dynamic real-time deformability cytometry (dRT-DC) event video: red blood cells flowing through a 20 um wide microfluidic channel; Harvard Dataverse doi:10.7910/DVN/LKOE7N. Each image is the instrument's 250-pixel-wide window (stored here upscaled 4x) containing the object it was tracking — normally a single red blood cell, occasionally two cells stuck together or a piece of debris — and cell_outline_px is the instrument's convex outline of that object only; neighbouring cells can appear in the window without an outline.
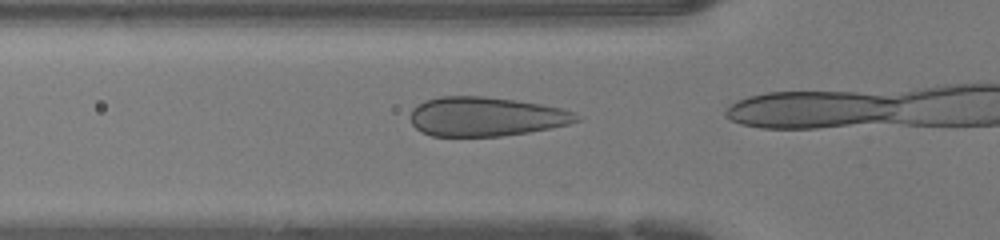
{"species": "human", "species_latin": "Homo sapiens", "temperature_condition": "warm", "stored_images_in_passage": 3, "camera_frame_rate_fps": 3000, "um_per_image_px": 0.085, "donor": {"sex": "female"}, "frame": {"image": 1, "passage_image": 2, "time_ms": 0.333, "image_size_px": [1000, 240], "cell_outline_px": [[580, 120], [568, 124], [552, 128], [528, 132], [500, 136], [432, 136], [420, 132], [412, 124], [408, 116], [412, 108], [424, 100], [440, 96], [484, 96], [516, 100], [540, 104], [560, 108], [572, 112], [580, 116]], "centroid_in_image_um": [41.24, 9.91], "position_along_channel_um": 84.6, "area_um2": 38.21}}